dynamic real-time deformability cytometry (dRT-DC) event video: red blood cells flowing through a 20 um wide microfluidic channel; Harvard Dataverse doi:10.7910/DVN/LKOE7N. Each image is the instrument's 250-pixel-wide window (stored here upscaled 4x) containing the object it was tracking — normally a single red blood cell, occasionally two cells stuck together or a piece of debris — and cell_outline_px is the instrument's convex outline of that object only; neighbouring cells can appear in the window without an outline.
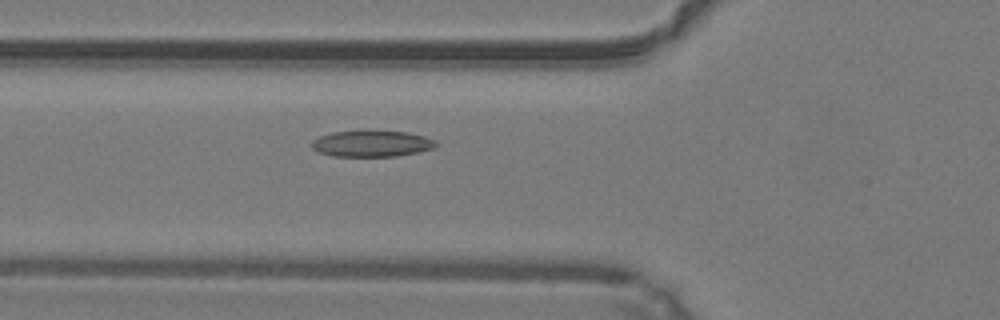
{"species": "common noctule bat (a hibernating species)", "species_latin": "Nyctalus noctula", "temperature_condition": "warm", "stored_images_in_passage": 32, "camera_frame_rate_fps": 3000, "um_per_image_px": 0.085, "animal": {"sex": "male", "body_mass_g": 19.2, "forearm_length_mm": 51.8}, "frame": {"image": 1, "passage_image": 6, "time_ms": 1.667, "image_size_px": [1000, 320], "cell_outline_px": [[440, 144], [436, 148], [420, 152], [396, 156], [332, 156], [320, 152], [312, 148], [312, 140], [320, 136], [332, 132], [360, 128], [372, 128], [408, 132], [424, 136], [436, 140]], "centroid_in_image_um": [31.65, 12.16], "position_along_channel_um": 94.1, "area_um2": 20.06}}
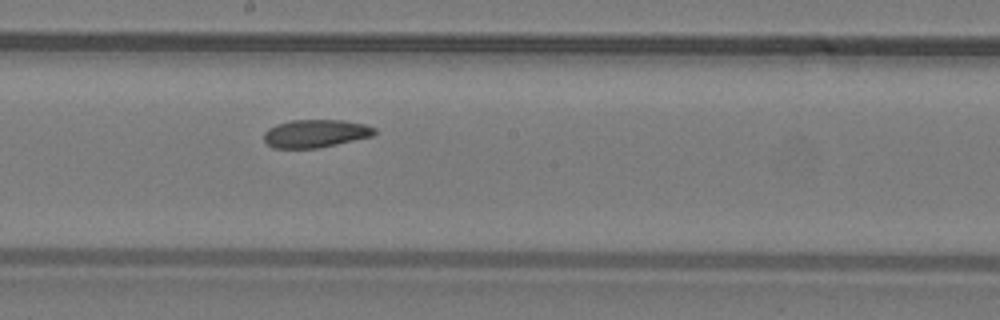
{"frame": {"image": 2, "passage_image": 15, "time_ms": 4.667, "image_size_px": [1000, 320], "cell_outline_px": [[376, 132], [372, 136], [336, 144], [316, 148], [272, 148], [264, 140], [264, 132], [268, 128], [276, 124], [292, 120], [344, 120], [364, 124], [376, 128]], "centroid_in_image_um": [26.8, 11.34], "position_along_channel_um": 221.4, "area_um2": 17.98}}
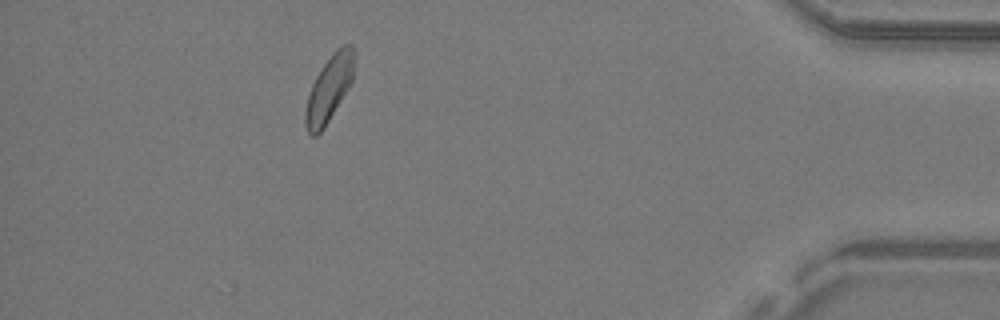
{"frame": {"image": 3, "passage_image": 32, "time_ms": 10.333, "image_size_px": [1000, 320], "cell_outline_px": [[356, 56], [352, 80], [348, 88], [324, 128], [316, 136], [312, 136], [308, 132], [304, 124], [304, 112], [308, 96], [312, 84], [316, 76], [332, 52], [336, 48], [344, 44], [352, 44], [356, 52]], "centroid_in_image_um": [27.99, 7.5], "position_along_channel_um": 407.2, "area_um2": 18.9}, "authors_computed_cell_mechanics": {"area_um2": 18.6116, "velocity_mm_per_s": 4.2268, "shape_relaxation_time_tau1_ms": 6.3697, "shape_relaxation_time_tau2_ms": 7.1068, "deformation_change_tau1": 0.1419, "deformation_change_tau2": 0.1407}}